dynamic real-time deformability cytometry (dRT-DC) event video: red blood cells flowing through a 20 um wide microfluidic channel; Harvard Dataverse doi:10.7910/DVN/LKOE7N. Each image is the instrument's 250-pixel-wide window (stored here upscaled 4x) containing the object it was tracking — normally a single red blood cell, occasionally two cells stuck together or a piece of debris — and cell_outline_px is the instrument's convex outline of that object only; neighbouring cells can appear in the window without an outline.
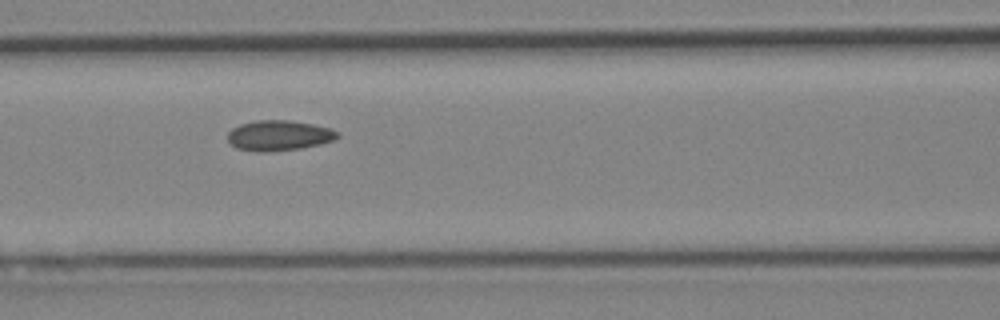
{"species": "Egyptian fruit bat (a non-hibernating species)", "species_latin": "Rousettus aegyptiacus", "temperature_condition": "cold", "stored_images_in_passage": 8, "camera_frame_rate_fps": 3000, "um_per_image_px": 0.085, "animal": {"sex": "female"}, "frame": {"image": 1, "passage_image": 7, "time_ms": 7.667, "image_size_px": [1000, 320], "cell_outline_px": [[340, 136], [336, 140], [320, 144], [300, 148], [264, 152], [256, 152], [236, 148], [228, 140], [228, 132], [232, 128], [240, 124], [256, 120], [288, 120], [312, 124], [332, 128], [340, 132]], "centroid_in_image_um": [23.74, 11.51], "position_along_channel_um": 142.9, "area_um2": 19.54}}
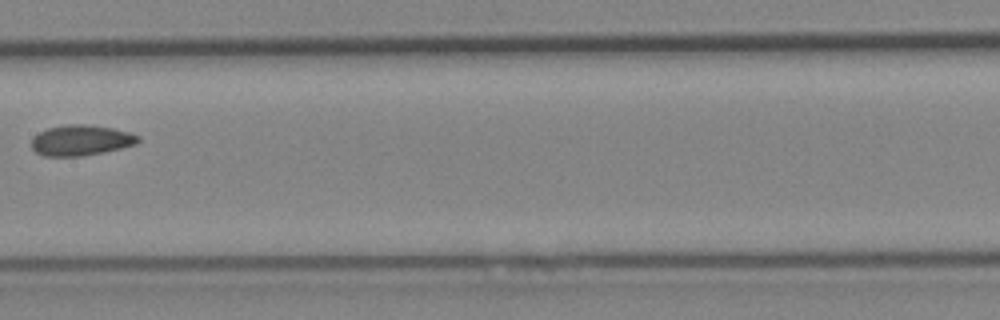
{"frame": {"image": 2, "passage_image": 8, "time_ms": 9.0, "image_size_px": [1000, 320], "cell_outline_px": [[140, 140], [136, 144], [104, 152], [80, 156], [44, 156], [36, 152], [32, 148], [32, 136], [48, 128], [64, 124], [88, 124], [112, 128], [128, 132], [140, 136]], "centroid_in_image_um": [6.87, 11.92], "position_along_channel_um": 200.5, "area_um2": 19.02}}